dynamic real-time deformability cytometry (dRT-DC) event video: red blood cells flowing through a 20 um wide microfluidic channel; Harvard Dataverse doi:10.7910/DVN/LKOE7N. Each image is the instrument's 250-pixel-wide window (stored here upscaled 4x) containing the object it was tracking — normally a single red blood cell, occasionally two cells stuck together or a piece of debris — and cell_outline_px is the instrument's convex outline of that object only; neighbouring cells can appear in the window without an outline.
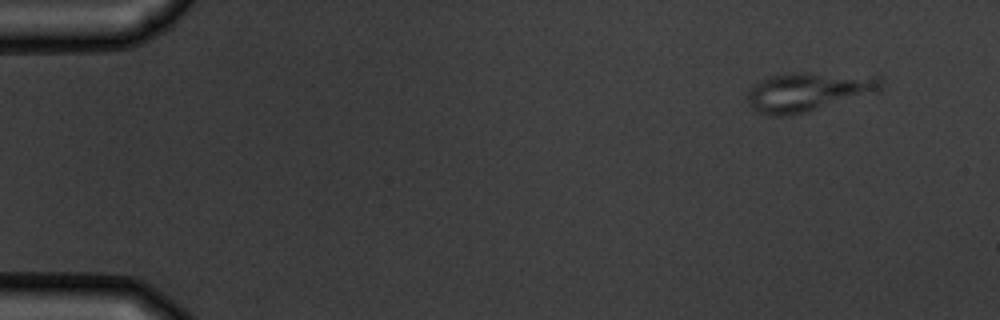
{"species": "common noctule bat (a hibernating species)", "species_latin": "Nyctalus noctula", "temperature_condition": "warm", "stored_images_in_passage": 5, "camera_frame_rate_fps": 3000, "um_per_image_px": 0.085, "animal": {"sex": "male", "body_mass_g": 19.5, "forearm_length_mm": 54.6}, "frame": {"image": 1, "passage_image": 1, "time_ms": 0.0, "image_size_px": [1000, 320], "cell_outline_px": [[884, 84], [880, 92], [808, 112], [780, 116], [768, 116], [756, 112], [748, 104], [748, 88], [772, 76], [796, 72], [880, 72], [884, 76]], "centroid_in_image_um": [68.93, 7.75], "position_along_channel_um": 16.1, "area_um2": 31.96}}